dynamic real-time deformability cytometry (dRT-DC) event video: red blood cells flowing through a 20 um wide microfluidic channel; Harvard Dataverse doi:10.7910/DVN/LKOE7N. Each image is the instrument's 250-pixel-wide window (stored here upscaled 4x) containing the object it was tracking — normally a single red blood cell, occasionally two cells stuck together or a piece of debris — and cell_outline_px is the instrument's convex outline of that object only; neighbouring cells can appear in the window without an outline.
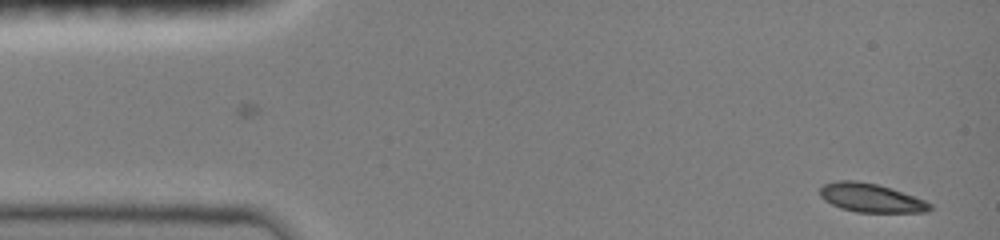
{"species": "common noctule bat (a hibernating species)", "species_latin": "Nyctalus noctula", "temperature_condition": "room temperature", "stored_images_in_passage": 39, "camera_frame_rate_fps": 3000, "um_per_image_px": 0.085, "animal": {"sex": "female", "body_mass_g": 19.0, "forearm_length_mm": 51.5}, "frame": {"image": 1, "passage_image": 1, "time_ms": 0.0, "image_size_px": [1000, 240], "cell_outline_px": [[932, 208], [928, 212], [856, 212], [840, 208], [824, 200], [820, 196], [820, 188], [824, 184], [836, 180], [856, 180], [876, 184], [924, 200], [932, 204]], "centroid_in_image_um": [73.99, 16.82], "position_along_channel_um": 11.0, "area_um2": 18.21}}
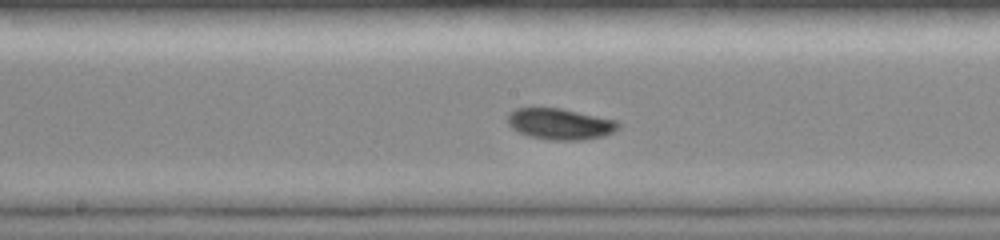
{"frame": {"image": 2, "passage_image": 23, "time_ms": 7.333, "image_size_px": [1000, 240], "cell_outline_px": [[620, 128], [604, 136], [584, 140], [548, 140], [528, 136], [512, 128], [508, 124], [508, 112], [516, 108], [560, 108], [616, 120], [620, 124]], "centroid_in_image_um": [47.6, 10.54], "position_along_channel_um": 200.6, "area_um2": 20.11}}
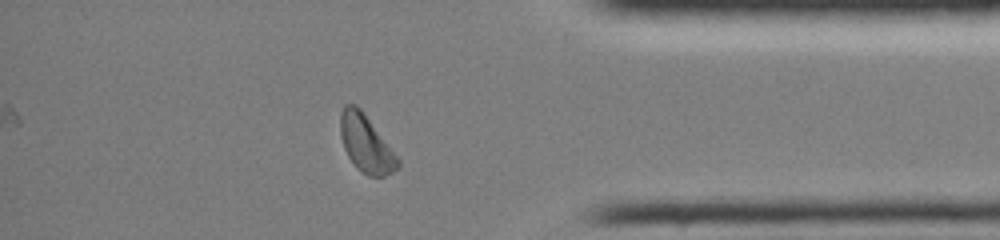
{"frame": {"image": 3, "passage_image": 39, "time_ms": 12.667, "image_size_px": [1000, 240], "cell_outline_px": [[400, 168], [384, 176], [368, 176], [360, 172], [356, 168], [348, 156], [344, 148], [340, 136], [340, 112], [344, 104], [356, 104], [364, 112], [400, 160]], "centroid_in_image_um": [31.09, 12.21], "position_along_channel_um": 404.1, "area_um2": 19.31}, "authors_computed_cell_mechanics": {"area_um2": 19.0162, "velocity_mm_per_s": 4.0357, "shape_relaxation_time_tau1_ms": 2.558, "shape_relaxation_time_tau2_ms": null, "deformation_change_tau1": 0.1258, "deformation_change_tau2": null}}